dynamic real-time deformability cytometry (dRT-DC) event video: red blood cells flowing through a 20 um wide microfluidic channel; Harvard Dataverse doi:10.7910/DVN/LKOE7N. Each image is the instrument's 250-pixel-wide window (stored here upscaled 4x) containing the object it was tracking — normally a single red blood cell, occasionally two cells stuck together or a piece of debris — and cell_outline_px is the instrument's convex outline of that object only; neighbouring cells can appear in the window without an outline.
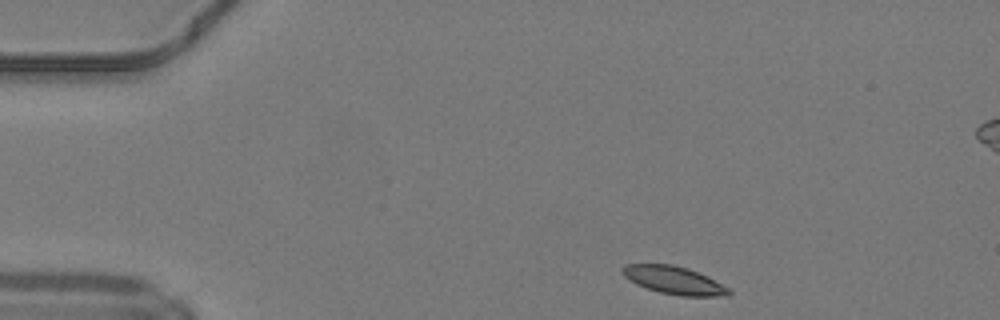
{"species": "common noctule bat (a hibernating species)", "species_latin": "Nyctalus noctula", "temperature_condition": "warm", "stored_images_in_passage": 43, "camera_frame_rate_fps": 3000, "um_per_image_px": 0.085, "animal": {"sex": "male", "body_mass_g": 19.2, "forearm_length_mm": 51.8}, "frame": {"image": 1, "passage_image": 1, "time_ms": 0.0, "image_size_px": [1000, 320], "cell_outline_px": [[732, 292], [728, 296], [680, 296], [660, 292], [636, 284], [624, 276], [620, 272], [620, 268], [624, 264], [672, 264], [688, 268], [728, 288]], "centroid_in_image_um": [57.22, 23.81], "position_along_channel_um": 27.8, "area_um2": 17.05}}
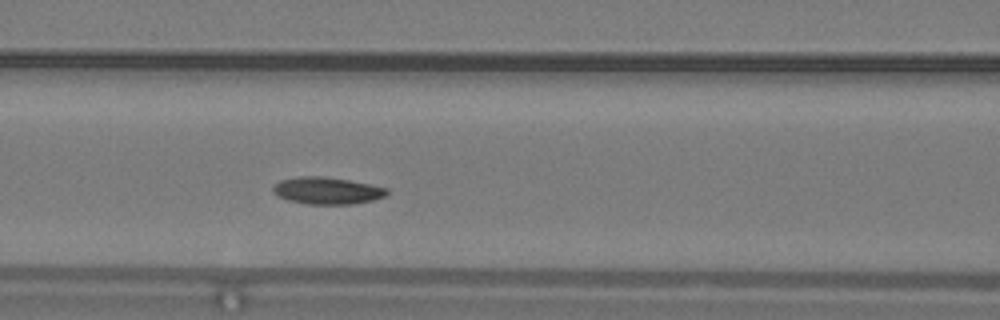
{"frame": {"image": 2, "passage_image": 14, "time_ms": 4.333, "image_size_px": [1000, 320], "cell_outline_px": [[388, 196], [372, 200], [352, 204], [308, 204], [288, 200], [272, 192], [272, 188], [280, 180], [296, 176], [324, 176], [348, 180], [388, 188]], "centroid_in_image_um": [27.81, 16.2], "position_along_channel_um": 138.8, "area_um2": 17.92}}
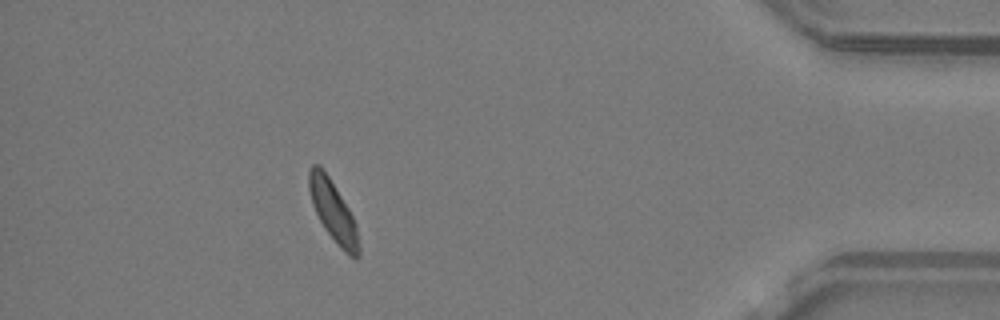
{"frame": {"image": 3, "passage_image": 37, "time_ms": 12.0, "image_size_px": [1000, 320], "cell_outline_px": [[360, 256], [356, 260], [348, 256], [340, 248], [324, 228], [312, 204], [308, 188], [308, 168], [312, 164], [320, 164], [328, 176], [348, 208], [356, 224], [360, 248]], "centroid_in_image_um": [28.31, 17.98], "position_along_channel_um": 406.9, "area_um2": 17.69}, "authors_computed_cell_mechanics": {"area_um2": 17.7446, "velocity_mm_per_s": 4.1657, "shape_relaxation_time_tau1_ms": 2.4565, "shape_relaxation_time_tau2_ms": null, "deformation_change_tau1": 0.095, "deformation_change_tau2": null}}